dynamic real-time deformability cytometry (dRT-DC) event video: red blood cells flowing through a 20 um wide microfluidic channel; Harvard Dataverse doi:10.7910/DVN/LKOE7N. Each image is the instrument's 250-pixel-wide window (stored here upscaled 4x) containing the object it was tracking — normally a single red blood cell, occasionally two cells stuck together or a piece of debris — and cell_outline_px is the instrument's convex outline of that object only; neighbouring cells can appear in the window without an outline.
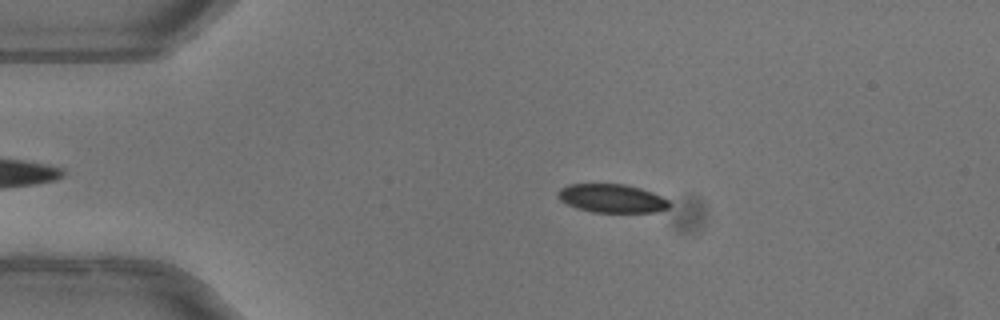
{"species": "common noctule bat (a hibernating species)", "species_latin": "Nyctalus noctula", "temperature_condition": "warm", "stored_images_in_passage": 28, "camera_frame_rate_fps": 3000, "um_per_image_px": 0.085, "animal": {"sex": "female"}, "frame": {"image": 1, "passage_image": 3, "time_ms": 0.667, "image_size_px": [1000, 320], "cell_outline_px": [[672, 204], [668, 208], [656, 212], [592, 212], [576, 208], [560, 200], [556, 196], [556, 192], [560, 188], [568, 184], [624, 184], [640, 188], [652, 192], [668, 200]], "centroid_in_image_um": [51.99, 16.86], "position_along_channel_um": 33.0, "area_um2": 18.61}}
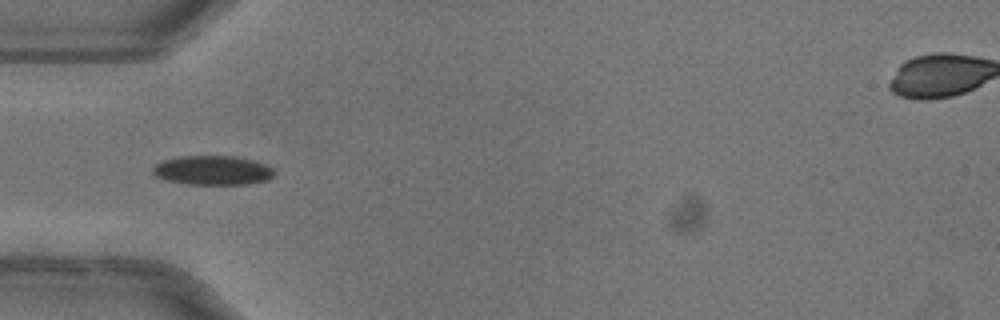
{"frame": {"image": 2, "passage_image": 9, "time_ms": 2.667, "image_size_px": [1000, 320], "cell_outline_px": [[276, 172], [268, 180], [248, 184], [188, 184], [168, 180], [156, 176], [152, 172], [152, 168], [156, 164], [164, 160], [180, 156], [236, 156], [256, 160], [272, 168]], "centroid_in_image_um": [18.11, 14.47], "position_along_channel_um": 66.9, "area_um2": 20.75}}